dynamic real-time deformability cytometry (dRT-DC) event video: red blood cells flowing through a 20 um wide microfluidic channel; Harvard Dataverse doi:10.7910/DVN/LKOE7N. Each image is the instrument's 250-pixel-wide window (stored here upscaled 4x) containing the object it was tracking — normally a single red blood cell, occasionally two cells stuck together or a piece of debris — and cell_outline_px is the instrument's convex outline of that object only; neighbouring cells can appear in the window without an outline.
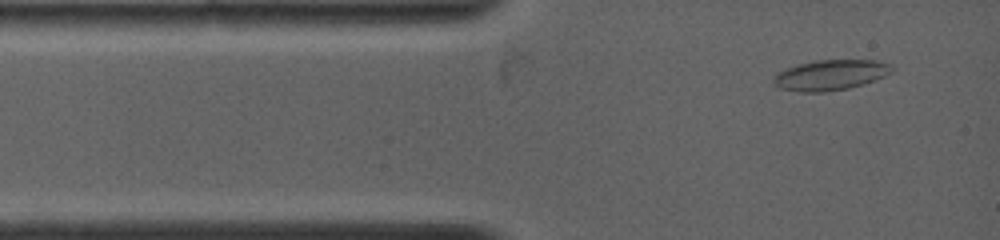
{"species": "common noctule bat (a hibernating species)", "species_latin": "Nyctalus noctula", "temperature_condition": "warm", "stored_images_in_passage": 14, "camera_frame_rate_fps": 4500, "um_per_image_px": 0.085, "animal": {"sex": "female", "body_mass_g": 19.0, "forearm_length_mm": 53.3}, "frame": {"image": 1, "passage_image": 1, "time_ms": 0.0, "image_size_px": [1000, 240], "cell_outline_px": [[892, 72], [876, 80], [848, 88], [824, 92], [800, 92], [780, 88], [772, 80], [772, 76], [788, 68], [800, 64], [816, 60], [872, 60], [888, 64], [892, 68]], "centroid_in_image_um": [70.57, 6.38], "position_along_channel_um": 14.4, "area_um2": 20.63}}
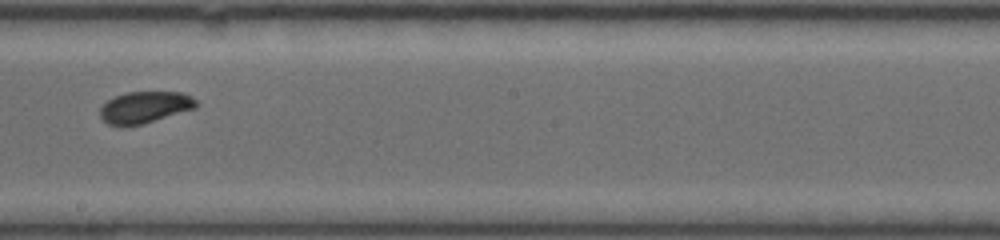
{"frame": {"image": 2, "passage_image": 8, "time_ms": 6.444, "image_size_px": [1000, 240], "cell_outline_px": [[196, 108], [140, 124], [108, 124], [100, 116], [100, 108], [108, 100], [124, 92], [184, 92], [192, 96], [196, 100]], "centroid_in_image_um": [12.33, 9.08], "position_along_channel_um": 235.9, "area_um2": 17.28}}
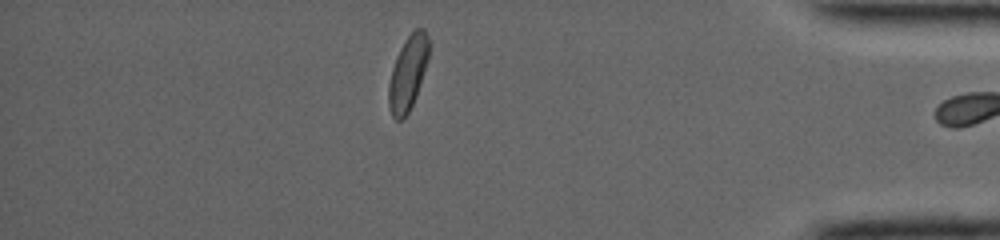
{"frame": {"image": 3, "passage_image": 13, "time_ms": 11.778, "image_size_px": [1000, 240], "cell_outline_px": [[428, 60], [416, 96], [408, 112], [400, 120], [396, 120], [392, 116], [388, 104], [388, 84], [392, 68], [396, 56], [400, 48], [408, 36], [416, 28], [424, 28], [428, 36]], "centroid_in_image_um": [34.66, 6.21], "position_along_channel_um": 400.5, "area_um2": 17.22}, "authors_computed_cell_mechanics": {"area_um2": 17.4267, "velocity_mm_per_s": 3.8757, "shape_relaxation_time_tau1_ms": 2.879, "shape_relaxation_time_tau2_ms": null, "deformation_change_tau1": 0.0786, "deformation_change_tau2": null}}